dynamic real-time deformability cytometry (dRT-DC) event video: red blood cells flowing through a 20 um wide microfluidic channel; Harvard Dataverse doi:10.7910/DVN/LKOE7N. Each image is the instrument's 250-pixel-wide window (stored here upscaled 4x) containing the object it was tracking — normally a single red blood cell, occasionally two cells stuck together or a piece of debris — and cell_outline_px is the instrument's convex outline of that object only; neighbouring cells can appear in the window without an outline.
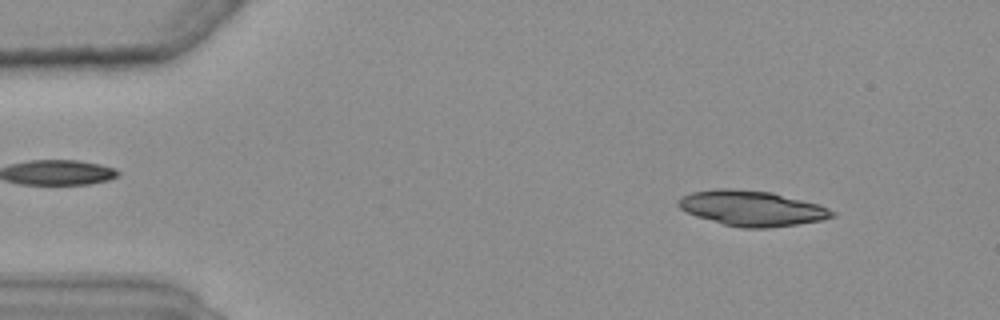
{"species": "common noctule bat (a hibernating species)", "species_latin": "Nyctalus noctula", "temperature_condition": "warm", "stored_images_in_passage": 22, "camera_frame_rate_fps": 3000, "um_per_image_px": 0.085, "animal": {"sex": "female", "body_mass_g": 25.1}, "frame": {"image": 1, "passage_image": 6, "time_ms": 1.667, "image_size_px": [1000, 320], "cell_outline_px": [[836, 216], [824, 220], [768, 228], [740, 228], [724, 224], [696, 216], [680, 208], [676, 204], [676, 200], [680, 196], [692, 192], [716, 188], [732, 188], [772, 192], [820, 204], [836, 212]], "centroid_in_image_um": [63.92, 17.69], "position_along_channel_um": 21.1, "area_um2": 31.91}}